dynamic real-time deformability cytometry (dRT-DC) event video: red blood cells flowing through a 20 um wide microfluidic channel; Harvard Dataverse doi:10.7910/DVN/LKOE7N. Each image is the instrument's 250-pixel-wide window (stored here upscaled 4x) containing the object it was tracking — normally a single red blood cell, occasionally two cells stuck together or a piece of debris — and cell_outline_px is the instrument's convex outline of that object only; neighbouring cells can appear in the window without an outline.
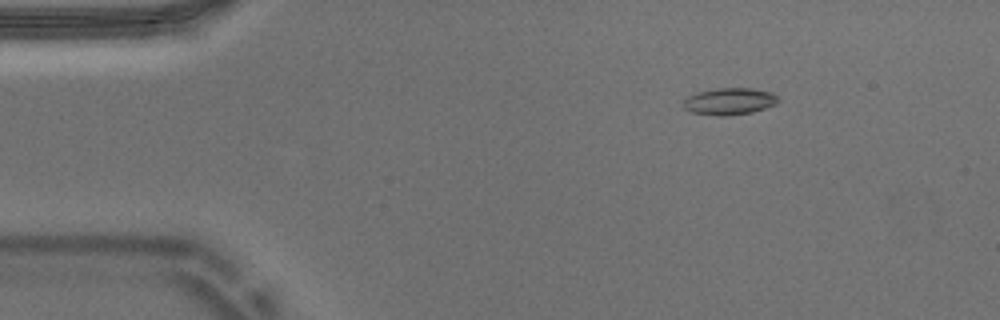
{"species": "Egyptian fruit bat (a non-hibernating species)", "species_latin": "Rousettus aegyptiacus", "temperature_condition": "warm", "stored_images_in_passage": 47, "camera_frame_rate_fps": 3000, "um_per_image_px": 0.085, "animal": {"sex": "male"}, "frame": {"image": 1, "passage_image": 1, "time_ms": 0.0, "image_size_px": [1000, 320], "cell_outline_px": [[780, 100], [776, 104], [752, 112], [728, 116], [720, 116], [692, 112], [684, 108], [680, 104], [688, 96], [696, 92], [716, 88], [752, 88], [772, 92]], "centroid_in_image_um": [61.98, 8.61], "position_along_channel_um": 23.0, "area_um2": 14.97}}
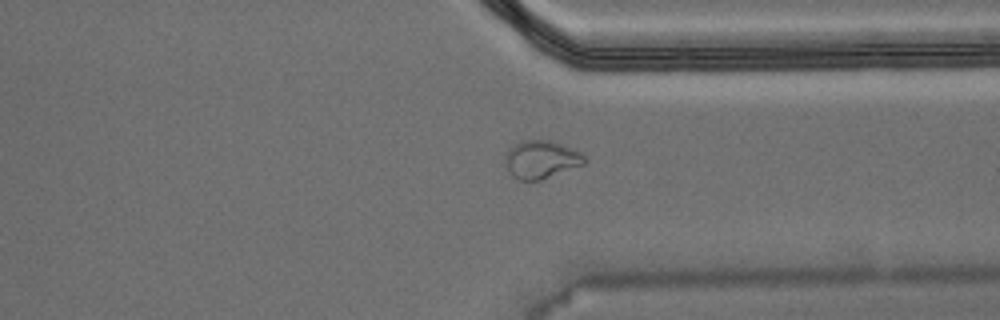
{"frame": {"image": 2, "passage_image": 34, "time_ms": 11.0, "image_size_px": [1000, 320], "cell_outline_px": [[588, 160], [584, 164], [540, 180], [520, 180], [512, 176], [504, 164], [504, 156], [508, 148], [520, 140], [552, 140], [572, 148], [580, 152]], "centroid_in_image_um": [45.97, 13.54], "position_along_channel_um": 365.4, "area_um2": 17.74}}
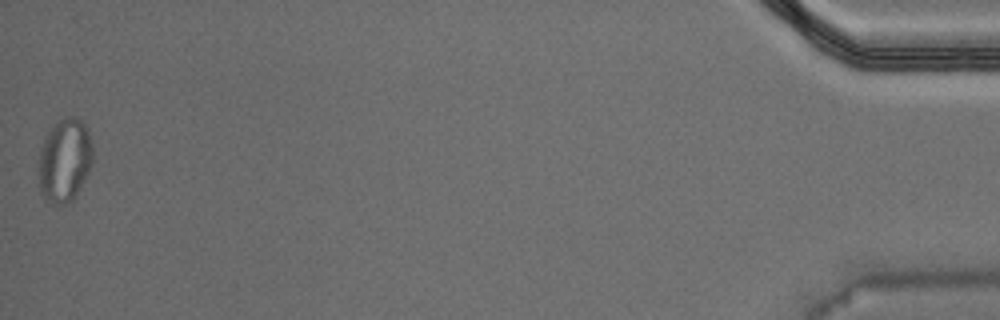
{"frame": {"image": 3, "passage_image": 47, "time_ms": 15.333, "image_size_px": [1000, 320], "cell_outline_px": [[92, 164], [76, 196], [72, 200], [64, 204], [52, 204], [44, 200], [40, 192], [40, 148], [44, 136], [56, 120], [68, 116], [72, 116], [80, 120], [88, 128], [92, 144]], "centroid_in_image_um": [5.5, 13.61], "position_along_channel_um": 429.7, "area_um2": 26.53}, "authors_computed_cell_mechanics": {"area_um2": 14.3344, "velocity_mm_per_s": 3.7338, "shape_relaxation_time_tau1_ms": null, "shape_relaxation_time_tau2_ms": 2.9514, "deformation_change_tau1": null, "deformation_change_tau2": 0.0753}}